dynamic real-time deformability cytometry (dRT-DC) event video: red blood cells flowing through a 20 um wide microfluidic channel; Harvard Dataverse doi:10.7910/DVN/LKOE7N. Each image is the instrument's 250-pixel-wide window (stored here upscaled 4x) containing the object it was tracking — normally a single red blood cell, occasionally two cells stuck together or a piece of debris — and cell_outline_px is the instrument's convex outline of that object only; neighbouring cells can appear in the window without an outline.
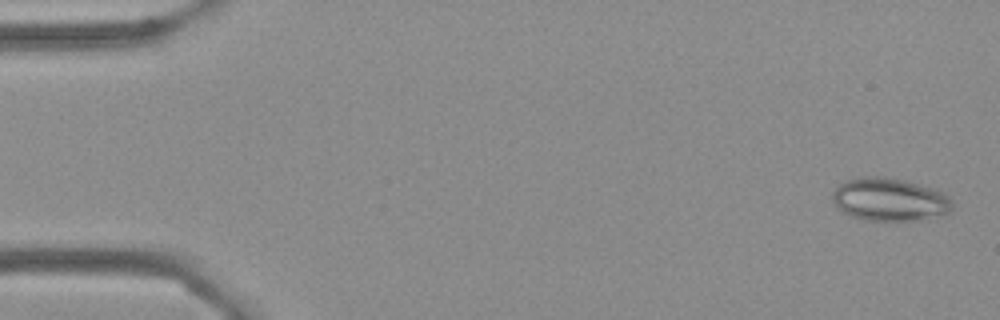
{"species": "Egyptian fruit bat (a non-hibernating species)", "species_latin": "Rousettus aegyptiacus", "temperature_condition": "cold", "stored_images_in_passage": 56, "camera_frame_rate_fps": 3000, "um_per_image_px": 0.085, "frame": {"image": 1, "passage_image": 2, "time_ms": 0.333, "image_size_px": [1000, 320], "cell_outline_px": [[952, 208], [948, 212], [916, 220], [864, 220], [852, 216], [844, 212], [832, 200], [832, 192], [844, 180], [860, 176], [884, 176], [908, 180], [936, 188], [944, 192], [952, 200]], "centroid_in_image_um": [75.62, 16.91], "position_along_channel_um": 9.4, "area_um2": 30.17}}
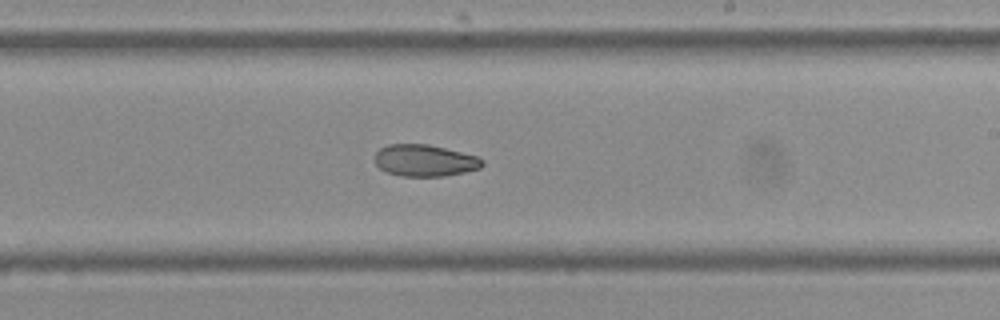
{"frame": {"image": 2, "passage_image": 33, "time_ms": 10.667, "image_size_px": [1000, 320], "cell_outline_px": [[484, 164], [480, 168], [464, 172], [444, 176], [400, 176], [388, 172], [380, 168], [376, 164], [376, 152], [380, 148], [388, 144], [428, 144], [476, 156], [484, 160]], "centroid_in_image_um": [36.1, 13.64], "position_along_channel_um": 252.9, "area_um2": 19.71}}
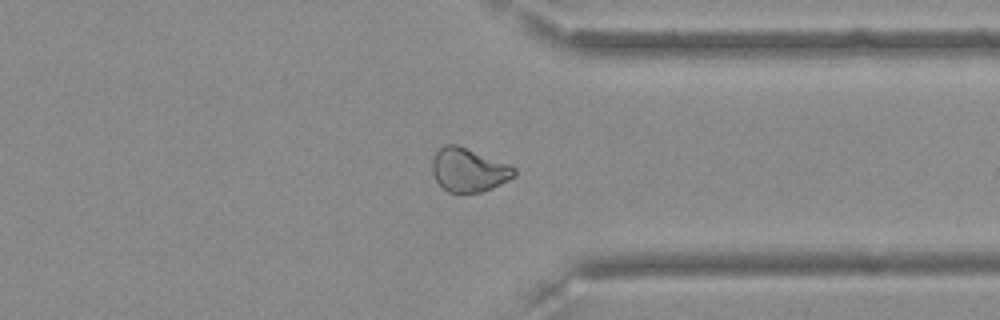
{"frame": {"image": 3, "passage_image": 43, "time_ms": 14.0, "image_size_px": [1000, 320], "cell_outline_px": [[516, 176], [492, 188], [480, 192], [456, 196], [448, 192], [436, 180], [432, 172], [432, 156], [444, 144], [456, 144], [508, 164], [516, 168]], "centroid_in_image_um": [39.81, 14.48], "position_along_channel_um": 371.6, "area_um2": 21.15}, "authors_computed_cell_mechanics": {"area_um2": 22.8599, "velocity_mm_per_s": 3.6222, "shape_relaxation_time_tau1_ms": null, "shape_relaxation_time_tau2_ms": 5.5331, "deformation_change_tau1": null, "deformation_change_tau2": 0.1049}}